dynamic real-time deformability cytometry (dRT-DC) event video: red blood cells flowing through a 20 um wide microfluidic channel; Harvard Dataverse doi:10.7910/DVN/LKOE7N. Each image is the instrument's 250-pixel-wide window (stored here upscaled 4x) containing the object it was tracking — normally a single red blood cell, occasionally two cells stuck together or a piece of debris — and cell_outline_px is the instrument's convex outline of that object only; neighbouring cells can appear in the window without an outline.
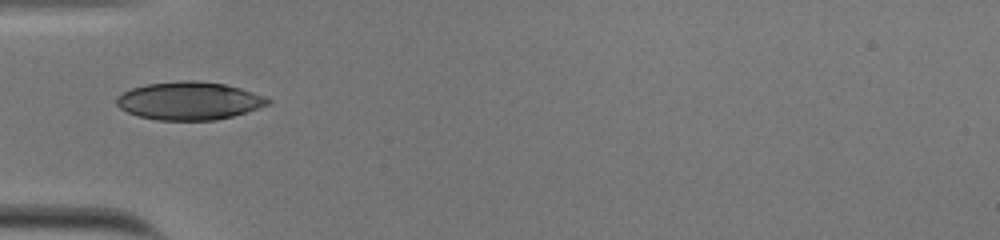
{"species": "human", "species_latin": "Homo sapiens", "temperature_condition": "cold", "stored_images_in_passage": 33, "camera_frame_rate_fps": 3000, "um_per_image_px": 0.085, "donor": {"sex": "male"}, "frame": {"image": 1, "passage_image": 1, "time_ms": 0.0, "image_size_px": [1000, 240], "cell_outline_px": [[272, 104], [232, 116], [216, 120], [156, 120], [136, 116], [120, 108], [116, 104], [116, 96], [132, 88], [148, 84], [180, 80], [196, 80], [224, 84], [240, 88], [264, 96], [272, 100]], "centroid_in_image_um": [16.08, 8.57], "position_along_channel_um": 68.9, "area_um2": 33.58}}
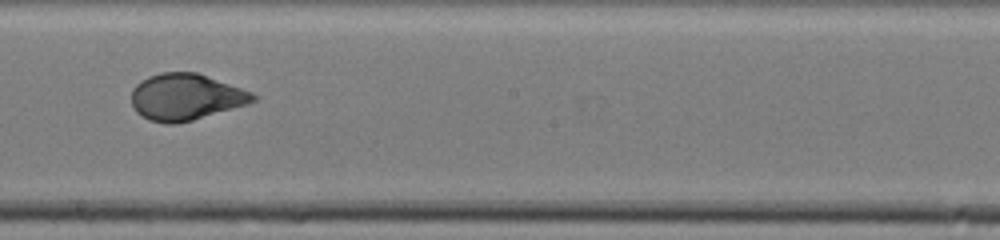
{"frame": {"image": 2, "passage_image": 14, "time_ms": 4.333, "image_size_px": [1000, 240], "cell_outline_px": [[256, 100], [248, 104], [192, 120], [176, 124], [164, 124], [148, 120], [136, 112], [132, 104], [132, 88], [140, 80], [148, 76], [160, 72], [196, 72], [252, 92], [256, 96]], "centroid_in_image_um": [15.75, 8.25], "position_along_channel_um": 232.4, "area_um2": 32.95}}
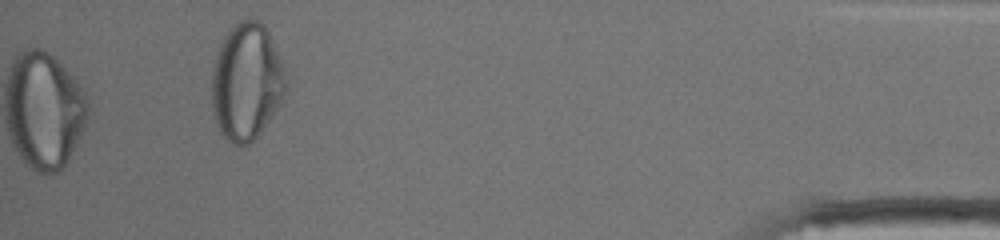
{"frame": {"image": 3, "passage_image": 33, "time_ms": 10.667, "image_size_px": [1000, 240], "cell_outline_px": [[288, 92], [280, 104], [256, 136], [248, 144], [240, 148], [232, 144], [220, 132], [216, 124], [212, 112], [212, 68], [216, 52], [224, 36], [240, 20], [248, 16], [264, 24], [284, 64]], "centroid_in_image_um": [20.96, 6.95], "position_along_channel_um": 414.2, "area_um2": 51.04}, "authors_computed_cell_mechanics": {"area_um2": 33.0038, "velocity_mm_per_s": 3.7886, "shape_relaxation_time_tau1_ms": 6.0288, "shape_relaxation_time_tau2_ms": null, "deformation_change_tau1": 0.2229, "deformation_change_tau2": null}}